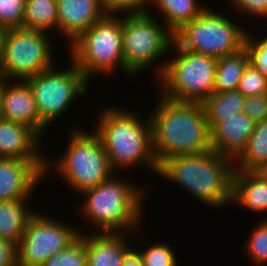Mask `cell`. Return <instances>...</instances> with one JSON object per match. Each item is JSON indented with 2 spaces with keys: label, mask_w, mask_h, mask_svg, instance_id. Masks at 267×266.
Masks as SVG:
<instances>
[{
  "label": "cell",
  "mask_w": 267,
  "mask_h": 266,
  "mask_svg": "<svg viewBox=\"0 0 267 266\" xmlns=\"http://www.w3.org/2000/svg\"><path fill=\"white\" fill-rule=\"evenodd\" d=\"M148 13L122 15V51L125 63V76L134 78L155 64V78H159L167 63L174 42V34L160 20ZM165 61L161 62L163 58ZM159 62V63H157ZM161 62V64H160Z\"/></svg>",
  "instance_id": "6"
},
{
  "label": "cell",
  "mask_w": 267,
  "mask_h": 266,
  "mask_svg": "<svg viewBox=\"0 0 267 266\" xmlns=\"http://www.w3.org/2000/svg\"><path fill=\"white\" fill-rule=\"evenodd\" d=\"M45 161L0 158V201L32 199L45 181Z\"/></svg>",
  "instance_id": "13"
},
{
  "label": "cell",
  "mask_w": 267,
  "mask_h": 266,
  "mask_svg": "<svg viewBox=\"0 0 267 266\" xmlns=\"http://www.w3.org/2000/svg\"><path fill=\"white\" fill-rule=\"evenodd\" d=\"M50 35L52 33L24 28L4 30L0 79L25 81L53 68L56 61L51 41L53 38L49 37Z\"/></svg>",
  "instance_id": "9"
},
{
  "label": "cell",
  "mask_w": 267,
  "mask_h": 266,
  "mask_svg": "<svg viewBox=\"0 0 267 266\" xmlns=\"http://www.w3.org/2000/svg\"><path fill=\"white\" fill-rule=\"evenodd\" d=\"M267 162V119L256 123L246 148L234 160L235 171L254 172Z\"/></svg>",
  "instance_id": "24"
},
{
  "label": "cell",
  "mask_w": 267,
  "mask_h": 266,
  "mask_svg": "<svg viewBox=\"0 0 267 266\" xmlns=\"http://www.w3.org/2000/svg\"><path fill=\"white\" fill-rule=\"evenodd\" d=\"M0 34H4V30H2L1 27H0Z\"/></svg>",
  "instance_id": "40"
},
{
  "label": "cell",
  "mask_w": 267,
  "mask_h": 266,
  "mask_svg": "<svg viewBox=\"0 0 267 266\" xmlns=\"http://www.w3.org/2000/svg\"><path fill=\"white\" fill-rule=\"evenodd\" d=\"M231 204L257 212L261 220H267V182L254 172L234 171Z\"/></svg>",
  "instance_id": "19"
},
{
  "label": "cell",
  "mask_w": 267,
  "mask_h": 266,
  "mask_svg": "<svg viewBox=\"0 0 267 266\" xmlns=\"http://www.w3.org/2000/svg\"><path fill=\"white\" fill-rule=\"evenodd\" d=\"M256 122L243 112L218 123L211 130L212 150L235 160L246 148Z\"/></svg>",
  "instance_id": "17"
},
{
  "label": "cell",
  "mask_w": 267,
  "mask_h": 266,
  "mask_svg": "<svg viewBox=\"0 0 267 266\" xmlns=\"http://www.w3.org/2000/svg\"><path fill=\"white\" fill-rule=\"evenodd\" d=\"M1 102H2V79H0V119L2 118V106H1Z\"/></svg>",
  "instance_id": "38"
},
{
  "label": "cell",
  "mask_w": 267,
  "mask_h": 266,
  "mask_svg": "<svg viewBox=\"0 0 267 266\" xmlns=\"http://www.w3.org/2000/svg\"><path fill=\"white\" fill-rule=\"evenodd\" d=\"M162 75L159 94L179 102L202 103L213 93L217 58L181 48L175 41ZM161 92V93H160Z\"/></svg>",
  "instance_id": "8"
},
{
  "label": "cell",
  "mask_w": 267,
  "mask_h": 266,
  "mask_svg": "<svg viewBox=\"0 0 267 266\" xmlns=\"http://www.w3.org/2000/svg\"><path fill=\"white\" fill-rule=\"evenodd\" d=\"M22 28L57 33V0H25Z\"/></svg>",
  "instance_id": "25"
},
{
  "label": "cell",
  "mask_w": 267,
  "mask_h": 266,
  "mask_svg": "<svg viewBox=\"0 0 267 266\" xmlns=\"http://www.w3.org/2000/svg\"><path fill=\"white\" fill-rule=\"evenodd\" d=\"M255 227L249 232V237L245 241L243 247L247 259H250L252 266L267 265V220L260 218Z\"/></svg>",
  "instance_id": "26"
},
{
  "label": "cell",
  "mask_w": 267,
  "mask_h": 266,
  "mask_svg": "<svg viewBox=\"0 0 267 266\" xmlns=\"http://www.w3.org/2000/svg\"><path fill=\"white\" fill-rule=\"evenodd\" d=\"M115 174L80 194L78 212L94 233H141L145 187Z\"/></svg>",
  "instance_id": "3"
},
{
  "label": "cell",
  "mask_w": 267,
  "mask_h": 266,
  "mask_svg": "<svg viewBox=\"0 0 267 266\" xmlns=\"http://www.w3.org/2000/svg\"><path fill=\"white\" fill-rule=\"evenodd\" d=\"M1 106L3 119L29 126L43 140L48 128L39 119L35 98L25 81L2 80Z\"/></svg>",
  "instance_id": "14"
},
{
  "label": "cell",
  "mask_w": 267,
  "mask_h": 266,
  "mask_svg": "<svg viewBox=\"0 0 267 266\" xmlns=\"http://www.w3.org/2000/svg\"><path fill=\"white\" fill-rule=\"evenodd\" d=\"M254 173L258 175L264 182H267V162L257 168Z\"/></svg>",
  "instance_id": "37"
},
{
  "label": "cell",
  "mask_w": 267,
  "mask_h": 266,
  "mask_svg": "<svg viewBox=\"0 0 267 266\" xmlns=\"http://www.w3.org/2000/svg\"><path fill=\"white\" fill-rule=\"evenodd\" d=\"M129 233H85L88 266H121L133 248Z\"/></svg>",
  "instance_id": "18"
},
{
  "label": "cell",
  "mask_w": 267,
  "mask_h": 266,
  "mask_svg": "<svg viewBox=\"0 0 267 266\" xmlns=\"http://www.w3.org/2000/svg\"><path fill=\"white\" fill-rule=\"evenodd\" d=\"M234 171L233 159L210 150L170 157L159 166L158 177L175 182L208 208L219 210L232 203Z\"/></svg>",
  "instance_id": "4"
},
{
  "label": "cell",
  "mask_w": 267,
  "mask_h": 266,
  "mask_svg": "<svg viewBox=\"0 0 267 266\" xmlns=\"http://www.w3.org/2000/svg\"><path fill=\"white\" fill-rule=\"evenodd\" d=\"M243 113L256 123L267 119V94L245 97Z\"/></svg>",
  "instance_id": "34"
},
{
  "label": "cell",
  "mask_w": 267,
  "mask_h": 266,
  "mask_svg": "<svg viewBox=\"0 0 267 266\" xmlns=\"http://www.w3.org/2000/svg\"><path fill=\"white\" fill-rule=\"evenodd\" d=\"M0 266H18L16 244L0 239Z\"/></svg>",
  "instance_id": "35"
},
{
  "label": "cell",
  "mask_w": 267,
  "mask_h": 266,
  "mask_svg": "<svg viewBox=\"0 0 267 266\" xmlns=\"http://www.w3.org/2000/svg\"><path fill=\"white\" fill-rule=\"evenodd\" d=\"M249 63L245 48L217 59L213 92L237 90L244 69Z\"/></svg>",
  "instance_id": "23"
},
{
  "label": "cell",
  "mask_w": 267,
  "mask_h": 266,
  "mask_svg": "<svg viewBox=\"0 0 267 266\" xmlns=\"http://www.w3.org/2000/svg\"><path fill=\"white\" fill-rule=\"evenodd\" d=\"M137 251L142 257L143 266H178L175 250L164 241L150 244L144 251Z\"/></svg>",
  "instance_id": "29"
},
{
  "label": "cell",
  "mask_w": 267,
  "mask_h": 266,
  "mask_svg": "<svg viewBox=\"0 0 267 266\" xmlns=\"http://www.w3.org/2000/svg\"><path fill=\"white\" fill-rule=\"evenodd\" d=\"M31 199L0 201V239L18 244L27 222L36 213L29 206ZM28 203V204H27Z\"/></svg>",
  "instance_id": "20"
},
{
  "label": "cell",
  "mask_w": 267,
  "mask_h": 266,
  "mask_svg": "<svg viewBox=\"0 0 267 266\" xmlns=\"http://www.w3.org/2000/svg\"><path fill=\"white\" fill-rule=\"evenodd\" d=\"M41 139L27 125L0 119V158L46 160L47 154L41 148Z\"/></svg>",
  "instance_id": "16"
},
{
  "label": "cell",
  "mask_w": 267,
  "mask_h": 266,
  "mask_svg": "<svg viewBox=\"0 0 267 266\" xmlns=\"http://www.w3.org/2000/svg\"><path fill=\"white\" fill-rule=\"evenodd\" d=\"M237 90L245 97L267 94V76L261 75L248 63L239 81Z\"/></svg>",
  "instance_id": "31"
},
{
  "label": "cell",
  "mask_w": 267,
  "mask_h": 266,
  "mask_svg": "<svg viewBox=\"0 0 267 266\" xmlns=\"http://www.w3.org/2000/svg\"><path fill=\"white\" fill-rule=\"evenodd\" d=\"M80 127H72L67 137V148L57 160L46 157L44 170V178L49 173L55 174L78 195L98 186L115 173L100 138L93 129L87 131Z\"/></svg>",
  "instance_id": "5"
},
{
  "label": "cell",
  "mask_w": 267,
  "mask_h": 266,
  "mask_svg": "<svg viewBox=\"0 0 267 266\" xmlns=\"http://www.w3.org/2000/svg\"><path fill=\"white\" fill-rule=\"evenodd\" d=\"M151 6L152 10H157L155 14L160 16L159 19L162 18L160 21L173 34L185 23L196 19L207 7L199 0H153Z\"/></svg>",
  "instance_id": "21"
},
{
  "label": "cell",
  "mask_w": 267,
  "mask_h": 266,
  "mask_svg": "<svg viewBox=\"0 0 267 266\" xmlns=\"http://www.w3.org/2000/svg\"><path fill=\"white\" fill-rule=\"evenodd\" d=\"M25 0H0V27L2 30L22 28Z\"/></svg>",
  "instance_id": "30"
},
{
  "label": "cell",
  "mask_w": 267,
  "mask_h": 266,
  "mask_svg": "<svg viewBox=\"0 0 267 266\" xmlns=\"http://www.w3.org/2000/svg\"><path fill=\"white\" fill-rule=\"evenodd\" d=\"M230 2L231 7L239 13L238 16L244 15L254 17L255 20L258 18L262 20L263 18L267 19V0H227ZM257 17V19H256Z\"/></svg>",
  "instance_id": "33"
},
{
  "label": "cell",
  "mask_w": 267,
  "mask_h": 266,
  "mask_svg": "<svg viewBox=\"0 0 267 266\" xmlns=\"http://www.w3.org/2000/svg\"><path fill=\"white\" fill-rule=\"evenodd\" d=\"M153 0H103L106 15L148 13Z\"/></svg>",
  "instance_id": "32"
},
{
  "label": "cell",
  "mask_w": 267,
  "mask_h": 266,
  "mask_svg": "<svg viewBox=\"0 0 267 266\" xmlns=\"http://www.w3.org/2000/svg\"><path fill=\"white\" fill-rule=\"evenodd\" d=\"M150 112L152 147L160 166L176 155L205 153L212 150L211 131L202 103L179 102L158 93Z\"/></svg>",
  "instance_id": "1"
},
{
  "label": "cell",
  "mask_w": 267,
  "mask_h": 266,
  "mask_svg": "<svg viewBox=\"0 0 267 266\" xmlns=\"http://www.w3.org/2000/svg\"><path fill=\"white\" fill-rule=\"evenodd\" d=\"M69 63L67 70H61L56 67L59 64H55L53 68L25 80L35 98L39 119L47 128L62 117L76 99L88 94L90 82L72 61Z\"/></svg>",
  "instance_id": "11"
},
{
  "label": "cell",
  "mask_w": 267,
  "mask_h": 266,
  "mask_svg": "<svg viewBox=\"0 0 267 266\" xmlns=\"http://www.w3.org/2000/svg\"><path fill=\"white\" fill-rule=\"evenodd\" d=\"M221 13L207 6L174 33V41L181 48L217 59L239 52L244 48L247 29Z\"/></svg>",
  "instance_id": "10"
},
{
  "label": "cell",
  "mask_w": 267,
  "mask_h": 266,
  "mask_svg": "<svg viewBox=\"0 0 267 266\" xmlns=\"http://www.w3.org/2000/svg\"><path fill=\"white\" fill-rule=\"evenodd\" d=\"M68 224L36 211L17 244L18 266H41L50 257L65 250L83 232L79 226Z\"/></svg>",
  "instance_id": "12"
},
{
  "label": "cell",
  "mask_w": 267,
  "mask_h": 266,
  "mask_svg": "<svg viewBox=\"0 0 267 266\" xmlns=\"http://www.w3.org/2000/svg\"><path fill=\"white\" fill-rule=\"evenodd\" d=\"M105 15L103 0H57V32L66 48Z\"/></svg>",
  "instance_id": "15"
},
{
  "label": "cell",
  "mask_w": 267,
  "mask_h": 266,
  "mask_svg": "<svg viewBox=\"0 0 267 266\" xmlns=\"http://www.w3.org/2000/svg\"><path fill=\"white\" fill-rule=\"evenodd\" d=\"M122 107L117 104L102 107L93 128L112 170L119 172L141 166L157 176L159 166L153 153L150 116L143 119L134 110Z\"/></svg>",
  "instance_id": "2"
},
{
  "label": "cell",
  "mask_w": 267,
  "mask_h": 266,
  "mask_svg": "<svg viewBox=\"0 0 267 266\" xmlns=\"http://www.w3.org/2000/svg\"><path fill=\"white\" fill-rule=\"evenodd\" d=\"M121 266H143L142 257L135 248L131 249L123 259Z\"/></svg>",
  "instance_id": "36"
},
{
  "label": "cell",
  "mask_w": 267,
  "mask_h": 266,
  "mask_svg": "<svg viewBox=\"0 0 267 266\" xmlns=\"http://www.w3.org/2000/svg\"><path fill=\"white\" fill-rule=\"evenodd\" d=\"M245 96L239 91L213 92L202 102L210 131L226 118L243 112Z\"/></svg>",
  "instance_id": "22"
},
{
  "label": "cell",
  "mask_w": 267,
  "mask_h": 266,
  "mask_svg": "<svg viewBox=\"0 0 267 266\" xmlns=\"http://www.w3.org/2000/svg\"><path fill=\"white\" fill-rule=\"evenodd\" d=\"M41 266H88L85 233H80V236L65 250L53 255Z\"/></svg>",
  "instance_id": "27"
},
{
  "label": "cell",
  "mask_w": 267,
  "mask_h": 266,
  "mask_svg": "<svg viewBox=\"0 0 267 266\" xmlns=\"http://www.w3.org/2000/svg\"><path fill=\"white\" fill-rule=\"evenodd\" d=\"M68 56L90 82L94 76L125 73L122 15H105L68 45ZM113 71V72H112ZM98 74V75H97ZM103 74V75H102Z\"/></svg>",
  "instance_id": "7"
},
{
  "label": "cell",
  "mask_w": 267,
  "mask_h": 266,
  "mask_svg": "<svg viewBox=\"0 0 267 266\" xmlns=\"http://www.w3.org/2000/svg\"><path fill=\"white\" fill-rule=\"evenodd\" d=\"M2 38H3V34H0V56H1V44H2Z\"/></svg>",
  "instance_id": "39"
},
{
  "label": "cell",
  "mask_w": 267,
  "mask_h": 266,
  "mask_svg": "<svg viewBox=\"0 0 267 266\" xmlns=\"http://www.w3.org/2000/svg\"><path fill=\"white\" fill-rule=\"evenodd\" d=\"M253 33H250L247 28L244 48L248 52L249 63L261 75L267 76V30L264 31L265 34L262 31L257 35ZM259 35L260 37H257Z\"/></svg>",
  "instance_id": "28"
}]
</instances>
